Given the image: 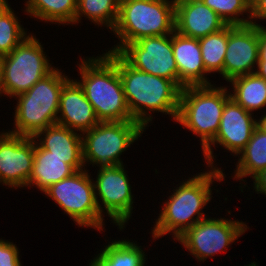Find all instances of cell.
Segmentation results:
<instances>
[{
	"label": "cell",
	"instance_id": "obj_5",
	"mask_svg": "<svg viewBox=\"0 0 266 266\" xmlns=\"http://www.w3.org/2000/svg\"><path fill=\"white\" fill-rule=\"evenodd\" d=\"M175 31V0H121L119 16L111 33L119 40L108 52H119L143 37Z\"/></svg>",
	"mask_w": 266,
	"mask_h": 266
},
{
	"label": "cell",
	"instance_id": "obj_35",
	"mask_svg": "<svg viewBox=\"0 0 266 266\" xmlns=\"http://www.w3.org/2000/svg\"><path fill=\"white\" fill-rule=\"evenodd\" d=\"M8 0H0V18L10 8Z\"/></svg>",
	"mask_w": 266,
	"mask_h": 266
},
{
	"label": "cell",
	"instance_id": "obj_27",
	"mask_svg": "<svg viewBox=\"0 0 266 266\" xmlns=\"http://www.w3.org/2000/svg\"><path fill=\"white\" fill-rule=\"evenodd\" d=\"M229 25H249L251 0H201ZM247 15V17H246ZM242 16V17H241Z\"/></svg>",
	"mask_w": 266,
	"mask_h": 266
},
{
	"label": "cell",
	"instance_id": "obj_30",
	"mask_svg": "<svg viewBox=\"0 0 266 266\" xmlns=\"http://www.w3.org/2000/svg\"><path fill=\"white\" fill-rule=\"evenodd\" d=\"M259 20L266 21V0H251L250 24L266 28V26L258 23Z\"/></svg>",
	"mask_w": 266,
	"mask_h": 266
},
{
	"label": "cell",
	"instance_id": "obj_22",
	"mask_svg": "<svg viewBox=\"0 0 266 266\" xmlns=\"http://www.w3.org/2000/svg\"><path fill=\"white\" fill-rule=\"evenodd\" d=\"M236 157H238V161L235 164L236 170H233L234 174L231 178L236 181L238 179L239 184H243L239 185V189L244 192V188L248 187V185H246L247 180L243 178H252L258 172L266 169V134L256 127L248 144ZM243 182L246 183L244 184Z\"/></svg>",
	"mask_w": 266,
	"mask_h": 266
},
{
	"label": "cell",
	"instance_id": "obj_8",
	"mask_svg": "<svg viewBox=\"0 0 266 266\" xmlns=\"http://www.w3.org/2000/svg\"><path fill=\"white\" fill-rule=\"evenodd\" d=\"M145 131L146 129L134 120L99 122L81 134L85 168L91 164L95 168L123 165L120 156L131 147V144L138 141Z\"/></svg>",
	"mask_w": 266,
	"mask_h": 266
},
{
	"label": "cell",
	"instance_id": "obj_21",
	"mask_svg": "<svg viewBox=\"0 0 266 266\" xmlns=\"http://www.w3.org/2000/svg\"><path fill=\"white\" fill-rule=\"evenodd\" d=\"M108 244L98 252L89 266H145L147 255L143 246L129 239L109 240Z\"/></svg>",
	"mask_w": 266,
	"mask_h": 266
},
{
	"label": "cell",
	"instance_id": "obj_9",
	"mask_svg": "<svg viewBox=\"0 0 266 266\" xmlns=\"http://www.w3.org/2000/svg\"><path fill=\"white\" fill-rule=\"evenodd\" d=\"M90 170L84 168L72 176L50 185L42 193L57 203L63 214L72 219L80 228L105 231L104 217L100 214Z\"/></svg>",
	"mask_w": 266,
	"mask_h": 266
},
{
	"label": "cell",
	"instance_id": "obj_33",
	"mask_svg": "<svg viewBox=\"0 0 266 266\" xmlns=\"http://www.w3.org/2000/svg\"><path fill=\"white\" fill-rule=\"evenodd\" d=\"M255 73L266 80V62H258Z\"/></svg>",
	"mask_w": 266,
	"mask_h": 266
},
{
	"label": "cell",
	"instance_id": "obj_6",
	"mask_svg": "<svg viewBox=\"0 0 266 266\" xmlns=\"http://www.w3.org/2000/svg\"><path fill=\"white\" fill-rule=\"evenodd\" d=\"M228 86H187L181 90L176 123L199 138L203 151L215 138L226 101Z\"/></svg>",
	"mask_w": 266,
	"mask_h": 266
},
{
	"label": "cell",
	"instance_id": "obj_7",
	"mask_svg": "<svg viewBox=\"0 0 266 266\" xmlns=\"http://www.w3.org/2000/svg\"><path fill=\"white\" fill-rule=\"evenodd\" d=\"M43 45L31 33L9 54L2 56L0 97L6 95L12 99L28 91L55 68Z\"/></svg>",
	"mask_w": 266,
	"mask_h": 266
},
{
	"label": "cell",
	"instance_id": "obj_18",
	"mask_svg": "<svg viewBox=\"0 0 266 266\" xmlns=\"http://www.w3.org/2000/svg\"><path fill=\"white\" fill-rule=\"evenodd\" d=\"M173 56L178 68L179 88L213 85L207 77L197 38L172 33Z\"/></svg>",
	"mask_w": 266,
	"mask_h": 266
},
{
	"label": "cell",
	"instance_id": "obj_29",
	"mask_svg": "<svg viewBox=\"0 0 266 266\" xmlns=\"http://www.w3.org/2000/svg\"><path fill=\"white\" fill-rule=\"evenodd\" d=\"M20 249L10 240L0 239V266H22Z\"/></svg>",
	"mask_w": 266,
	"mask_h": 266
},
{
	"label": "cell",
	"instance_id": "obj_36",
	"mask_svg": "<svg viewBox=\"0 0 266 266\" xmlns=\"http://www.w3.org/2000/svg\"><path fill=\"white\" fill-rule=\"evenodd\" d=\"M2 83V56H0V86Z\"/></svg>",
	"mask_w": 266,
	"mask_h": 266
},
{
	"label": "cell",
	"instance_id": "obj_28",
	"mask_svg": "<svg viewBox=\"0 0 266 266\" xmlns=\"http://www.w3.org/2000/svg\"><path fill=\"white\" fill-rule=\"evenodd\" d=\"M10 7L0 18V56L9 54L28 35L27 29Z\"/></svg>",
	"mask_w": 266,
	"mask_h": 266
},
{
	"label": "cell",
	"instance_id": "obj_15",
	"mask_svg": "<svg viewBox=\"0 0 266 266\" xmlns=\"http://www.w3.org/2000/svg\"><path fill=\"white\" fill-rule=\"evenodd\" d=\"M258 63V27L229 25L227 49L224 57L223 79L255 73Z\"/></svg>",
	"mask_w": 266,
	"mask_h": 266
},
{
	"label": "cell",
	"instance_id": "obj_23",
	"mask_svg": "<svg viewBox=\"0 0 266 266\" xmlns=\"http://www.w3.org/2000/svg\"><path fill=\"white\" fill-rule=\"evenodd\" d=\"M230 98L253 114L266 108V80L256 73L233 78L229 81ZM255 111V113H254Z\"/></svg>",
	"mask_w": 266,
	"mask_h": 266
},
{
	"label": "cell",
	"instance_id": "obj_11",
	"mask_svg": "<svg viewBox=\"0 0 266 266\" xmlns=\"http://www.w3.org/2000/svg\"><path fill=\"white\" fill-rule=\"evenodd\" d=\"M125 165L100 166L94 180L95 199L100 214L111 218L119 231L132 218L134 194ZM102 203V204H101Z\"/></svg>",
	"mask_w": 266,
	"mask_h": 266
},
{
	"label": "cell",
	"instance_id": "obj_13",
	"mask_svg": "<svg viewBox=\"0 0 266 266\" xmlns=\"http://www.w3.org/2000/svg\"><path fill=\"white\" fill-rule=\"evenodd\" d=\"M251 112L246 111L237 104L232 98H229L224 106L218 132L214 140L201 152L207 167H217L214 157L213 147L221 146L232 156L236 157L239 152L248 144L255 128L257 127V117Z\"/></svg>",
	"mask_w": 266,
	"mask_h": 266
},
{
	"label": "cell",
	"instance_id": "obj_32",
	"mask_svg": "<svg viewBox=\"0 0 266 266\" xmlns=\"http://www.w3.org/2000/svg\"><path fill=\"white\" fill-rule=\"evenodd\" d=\"M258 62H266V28L258 27Z\"/></svg>",
	"mask_w": 266,
	"mask_h": 266
},
{
	"label": "cell",
	"instance_id": "obj_12",
	"mask_svg": "<svg viewBox=\"0 0 266 266\" xmlns=\"http://www.w3.org/2000/svg\"><path fill=\"white\" fill-rule=\"evenodd\" d=\"M118 54L133 68L172 80L179 87L172 34L143 37L126 44Z\"/></svg>",
	"mask_w": 266,
	"mask_h": 266
},
{
	"label": "cell",
	"instance_id": "obj_24",
	"mask_svg": "<svg viewBox=\"0 0 266 266\" xmlns=\"http://www.w3.org/2000/svg\"><path fill=\"white\" fill-rule=\"evenodd\" d=\"M24 13L48 24L73 25L78 0H25Z\"/></svg>",
	"mask_w": 266,
	"mask_h": 266
},
{
	"label": "cell",
	"instance_id": "obj_31",
	"mask_svg": "<svg viewBox=\"0 0 266 266\" xmlns=\"http://www.w3.org/2000/svg\"><path fill=\"white\" fill-rule=\"evenodd\" d=\"M253 190L256 194H263L266 197V169L258 172L252 177Z\"/></svg>",
	"mask_w": 266,
	"mask_h": 266
},
{
	"label": "cell",
	"instance_id": "obj_16",
	"mask_svg": "<svg viewBox=\"0 0 266 266\" xmlns=\"http://www.w3.org/2000/svg\"><path fill=\"white\" fill-rule=\"evenodd\" d=\"M99 122L82 87L75 79L70 78L63 85L60 93L56 124L82 134L95 127Z\"/></svg>",
	"mask_w": 266,
	"mask_h": 266
},
{
	"label": "cell",
	"instance_id": "obj_25",
	"mask_svg": "<svg viewBox=\"0 0 266 266\" xmlns=\"http://www.w3.org/2000/svg\"><path fill=\"white\" fill-rule=\"evenodd\" d=\"M119 16V0H78L74 25L81 23L82 17L94 25L107 27L111 32ZM77 24V25H76Z\"/></svg>",
	"mask_w": 266,
	"mask_h": 266
},
{
	"label": "cell",
	"instance_id": "obj_26",
	"mask_svg": "<svg viewBox=\"0 0 266 266\" xmlns=\"http://www.w3.org/2000/svg\"><path fill=\"white\" fill-rule=\"evenodd\" d=\"M229 24L223 29L198 39L205 70L223 78L224 57L227 49Z\"/></svg>",
	"mask_w": 266,
	"mask_h": 266
},
{
	"label": "cell",
	"instance_id": "obj_4",
	"mask_svg": "<svg viewBox=\"0 0 266 266\" xmlns=\"http://www.w3.org/2000/svg\"><path fill=\"white\" fill-rule=\"evenodd\" d=\"M55 67L28 91L15 96L13 129L8 132L33 137L37 132L56 124L60 93L69 75Z\"/></svg>",
	"mask_w": 266,
	"mask_h": 266
},
{
	"label": "cell",
	"instance_id": "obj_3",
	"mask_svg": "<svg viewBox=\"0 0 266 266\" xmlns=\"http://www.w3.org/2000/svg\"><path fill=\"white\" fill-rule=\"evenodd\" d=\"M117 68L134 121L147 129L155 112L169 115L172 121H176L181 89L172 80L139 71L118 53Z\"/></svg>",
	"mask_w": 266,
	"mask_h": 266
},
{
	"label": "cell",
	"instance_id": "obj_1",
	"mask_svg": "<svg viewBox=\"0 0 266 266\" xmlns=\"http://www.w3.org/2000/svg\"><path fill=\"white\" fill-rule=\"evenodd\" d=\"M223 171L221 168L208 167L207 171L191 175L188 179L182 178L162 204L157 219H154V226L151 227L152 240L170 233L175 241L187 229L207 218L209 215L203 209L212 200L213 184L225 181L226 174Z\"/></svg>",
	"mask_w": 266,
	"mask_h": 266
},
{
	"label": "cell",
	"instance_id": "obj_10",
	"mask_svg": "<svg viewBox=\"0 0 266 266\" xmlns=\"http://www.w3.org/2000/svg\"><path fill=\"white\" fill-rule=\"evenodd\" d=\"M247 226L242 220L208 216L187 229L175 241L184 246L198 262H204L218 253H226L230 245L248 231Z\"/></svg>",
	"mask_w": 266,
	"mask_h": 266
},
{
	"label": "cell",
	"instance_id": "obj_37",
	"mask_svg": "<svg viewBox=\"0 0 266 266\" xmlns=\"http://www.w3.org/2000/svg\"><path fill=\"white\" fill-rule=\"evenodd\" d=\"M244 266H255V261L253 262H251V263H249L248 265H244Z\"/></svg>",
	"mask_w": 266,
	"mask_h": 266
},
{
	"label": "cell",
	"instance_id": "obj_14",
	"mask_svg": "<svg viewBox=\"0 0 266 266\" xmlns=\"http://www.w3.org/2000/svg\"><path fill=\"white\" fill-rule=\"evenodd\" d=\"M34 162V139L0 132V184L10 189L26 188Z\"/></svg>",
	"mask_w": 266,
	"mask_h": 266
},
{
	"label": "cell",
	"instance_id": "obj_34",
	"mask_svg": "<svg viewBox=\"0 0 266 266\" xmlns=\"http://www.w3.org/2000/svg\"><path fill=\"white\" fill-rule=\"evenodd\" d=\"M264 114L262 116H259L260 118H257V128L266 134V113L263 112Z\"/></svg>",
	"mask_w": 266,
	"mask_h": 266
},
{
	"label": "cell",
	"instance_id": "obj_17",
	"mask_svg": "<svg viewBox=\"0 0 266 266\" xmlns=\"http://www.w3.org/2000/svg\"><path fill=\"white\" fill-rule=\"evenodd\" d=\"M226 22L201 0H175V31L190 38L217 32Z\"/></svg>",
	"mask_w": 266,
	"mask_h": 266
},
{
	"label": "cell",
	"instance_id": "obj_2",
	"mask_svg": "<svg viewBox=\"0 0 266 266\" xmlns=\"http://www.w3.org/2000/svg\"><path fill=\"white\" fill-rule=\"evenodd\" d=\"M99 55V56H98ZM96 57L79 58L77 63L82 87L100 122L133 120L125 99L117 68V52H103Z\"/></svg>",
	"mask_w": 266,
	"mask_h": 266
},
{
	"label": "cell",
	"instance_id": "obj_19",
	"mask_svg": "<svg viewBox=\"0 0 266 266\" xmlns=\"http://www.w3.org/2000/svg\"><path fill=\"white\" fill-rule=\"evenodd\" d=\"M44 150L62 159L76 171L85 168L81 133L58 124L51 125L32 137Z\"/></svg>",
	"mask_w": 266,
	"mask_h": 266
},
{
	"label": "cell",
	"instance_id": "obj_20",
	"mask_svg": "<svg viewBox=\"0 0 266 266\" xmlns=\"http://www.w3.org/2000/svg\"><path fill=\"white\" fill-rule=\"evenodd\" d=\"M77 171L62 159L42 149L34 140V162L27 188H35L42 193L50 185L72 176Z\"/></svg>",
	"mask_w": 266,
	"mask_h": 266
}]
</instances>
